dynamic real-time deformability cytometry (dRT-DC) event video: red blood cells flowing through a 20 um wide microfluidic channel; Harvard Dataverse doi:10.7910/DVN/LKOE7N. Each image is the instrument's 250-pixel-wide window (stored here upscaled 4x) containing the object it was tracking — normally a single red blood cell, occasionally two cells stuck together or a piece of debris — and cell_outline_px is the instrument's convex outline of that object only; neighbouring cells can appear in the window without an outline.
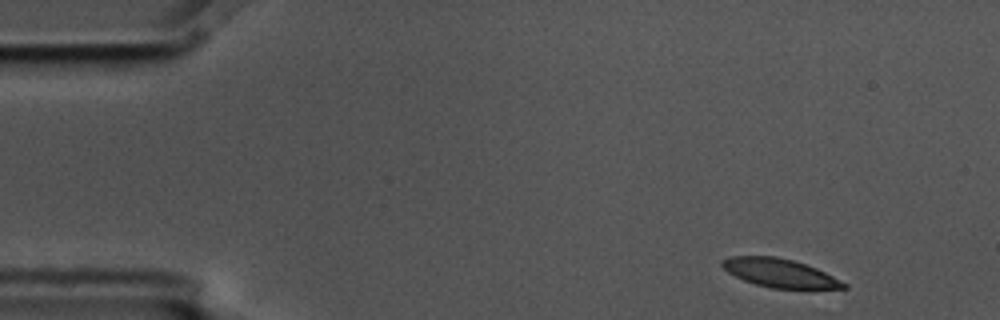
{"species": "common noctule bat (a hibernating species)", "species_latin": "Nyctalus noctula", "temperature_condition": "cold", "stored_images_in_passage": 3, "camera_frame_rate_fps": 3000, "um_per_image_px": 0.085, "animal": {"sex": "male", "body_mass_g": 17.5, "forearm_length_mm": 52.3}, "frame": {"image": 1, "passage_image": 1, "time_ms": 0.0, "image_size_px": [1000, 320], "cell_outline_px": [[848, 288], [772, 288], [756, 284], [744, 280], [728, 272], [720, 264], [720, 260], [728, 256], [776, 256], [792, 260], [816, 268], [848, 284]], "centroid_in_image_um": [66.23, 23.19], "position_along_channel_um": 18.8, "area_um2": 19.94}}